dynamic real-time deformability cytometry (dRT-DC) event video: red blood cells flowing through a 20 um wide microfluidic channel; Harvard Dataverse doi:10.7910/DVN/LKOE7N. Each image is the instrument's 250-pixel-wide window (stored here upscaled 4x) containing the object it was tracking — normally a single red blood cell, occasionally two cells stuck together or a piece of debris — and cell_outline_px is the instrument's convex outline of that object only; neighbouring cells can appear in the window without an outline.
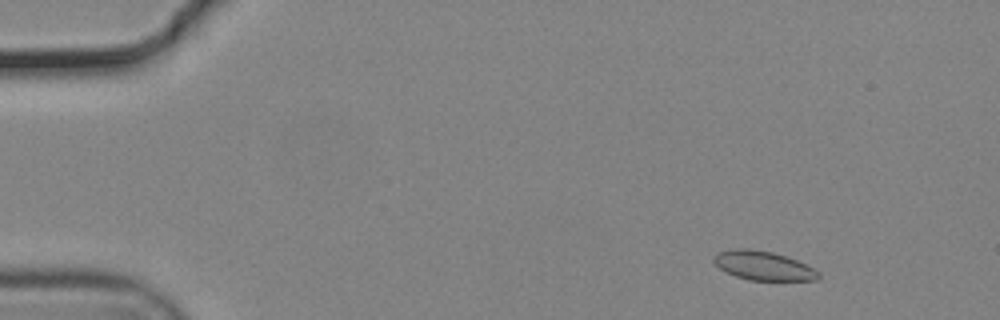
{"species": "common noctule bat (a hibernating species)", "species_latin": "Nyctalus noctula", "temperature_condition": "cold", "stored_images_in_passage": 54, "camera_frame_rate_fps": 3000, "um_per_image_px": 0.085, "animal": {"sex": "male", "body_mass_g": 19.2, "forearm_length_mm": 51.8}, "frame": {"image": 1, "passage_image": 5, "time_ms": 1.333, "image_size_px": [1000, 320], "cell_outline_px": [[820, 276], [816, 280], [748, 280], [736, 276], [720, 268], [712, 260], [712, 256], [716, 252], [732, 248], [748, 248], [772, 252], [788, 256], [820, 272]], "centroid_in_image_um": [64.84, 22.56], "position_along_channel_um": 20.2, "area_um2": 17.74}}
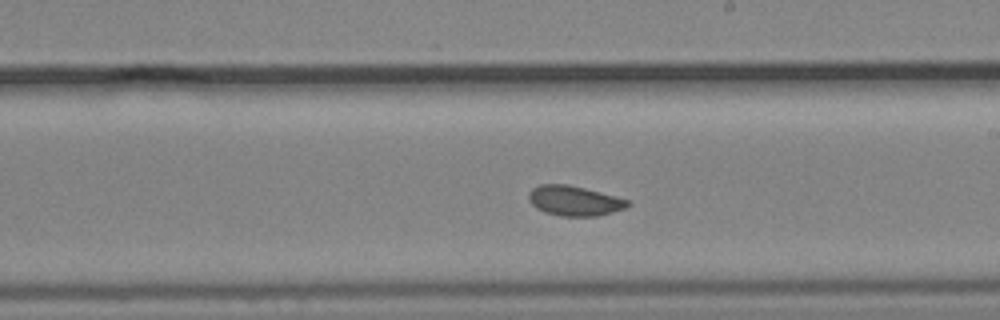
{"frame": {"image": 2, "passage_image": 31, "time_ms": 10.0, "image_size_px": [1000, 320], "cell_outline_px": [[632, 204], [624, 208], [612, 212], [596, 216], [560, 216], [544, 212], [536, 208], [528, 200], [528, 192], [532, 188], [540, 184], [568, 184], [584, 188], [628, 200]], "centroid_in_image_um": [48.77, 17.06], "position_along_channel_um": 240.2, "area_um2": 17.22}}
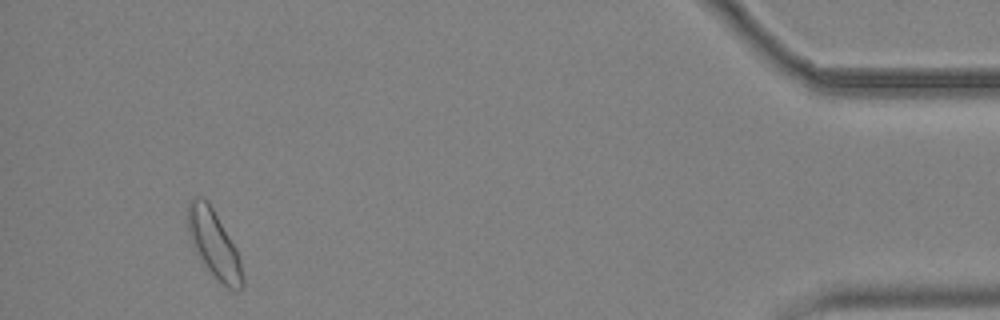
{"frame": {"image": 3, "passage_image": 51, "time_ms": 16.667, "image_size_px": [1000, 320], "cell_outline_px": [[244, 284], [236, 292], [228, 288], [204, 264], [196, 252], [188, 236], [188, 200], [192, 196], [200, 196], [208, 200], [236, 248], [240, 260], [244, 280]], "centroid_in_image_um": [18.17, 20.69], "position_along_channel_um": 417.0, "area_um2": 21.33}, "authors_computed_cell_mechanics": {"area_um2": 17.918, "velocity_mm_per_s": 3.6904, "shape_relaxation_time_tau1_ms": null, "shape_relaxation_time_tau2_ms": 8.8566, "deformation_change_tau1": null, "deformation_change_tau2": 0.0888}}